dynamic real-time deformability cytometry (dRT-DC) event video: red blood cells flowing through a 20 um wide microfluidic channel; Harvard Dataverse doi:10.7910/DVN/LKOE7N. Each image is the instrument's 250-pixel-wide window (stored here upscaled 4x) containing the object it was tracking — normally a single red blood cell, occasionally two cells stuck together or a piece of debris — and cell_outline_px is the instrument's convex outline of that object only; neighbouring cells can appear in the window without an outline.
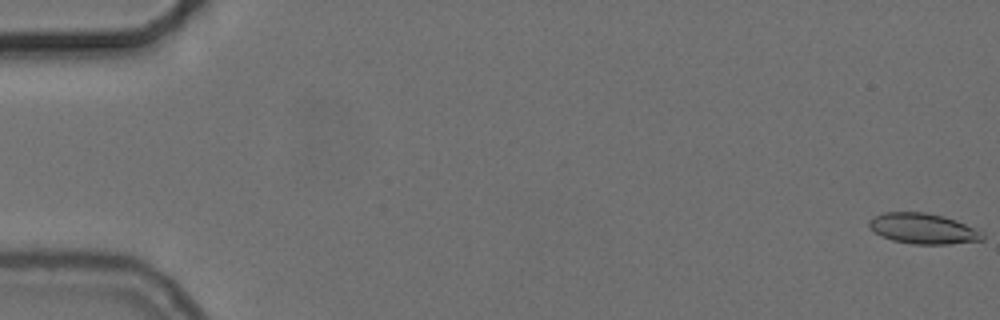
{"species": "common noctule bat (a hibernating species)", "species_latin": "Nyctalus noctula", "temperature_condition": "cold", "stored_images_in_passage": 19, "camera_frame_rate_fps": 3000, "um_per_image_px": 0.085, "animal": {"sex": "female", "body_mass_g": 24.6, "forearm_length_mm": 56.2}, "frame": {"image": 1, "passage_image": 1, "time_ms": 0.0, "image_size_px": [1000, 320], "cell_outline_px": [[984, 240], [948, 244], [912, 244], [892, 240], [880, 236], [868, 224], [868, 220], [872, 216], [884, 212], [924, 212], [944, 216], [956, 220], [984, 232]], "centroid_in_image_um": [78.46, 19.43], "position_along_channel_um": 6.5, "area_um2": 20.29}}
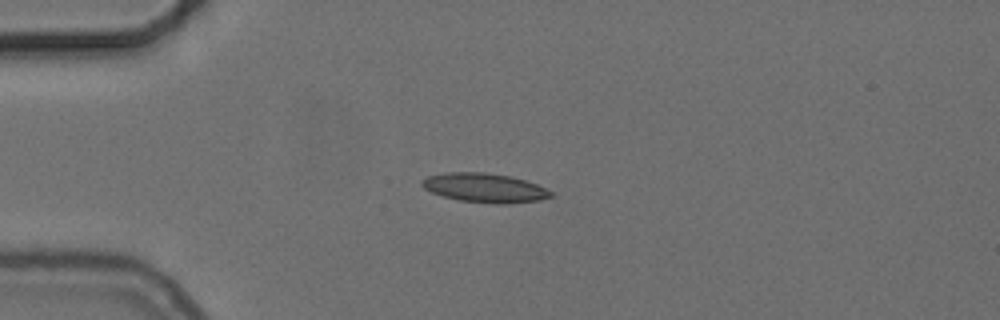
{"frame": {"image": 2, "passage_image": 15, "time_ms": 4.667, "image_size_px": [1000, 320], "cell_outline_px": [[552, 196], [540, 200], [508, 204], [496, 204], [460, 200], [444, 196], [432, 192], [424, 188], [420, 184], [420, 180], [428, 176], [444, 172], [484, 172], [512, 176], [536, 184], [552, 192]], "centroid_in_image_um": [41.18, 15.96], "position_along_channel_um": 43.8, "area_um2": 21.91}}